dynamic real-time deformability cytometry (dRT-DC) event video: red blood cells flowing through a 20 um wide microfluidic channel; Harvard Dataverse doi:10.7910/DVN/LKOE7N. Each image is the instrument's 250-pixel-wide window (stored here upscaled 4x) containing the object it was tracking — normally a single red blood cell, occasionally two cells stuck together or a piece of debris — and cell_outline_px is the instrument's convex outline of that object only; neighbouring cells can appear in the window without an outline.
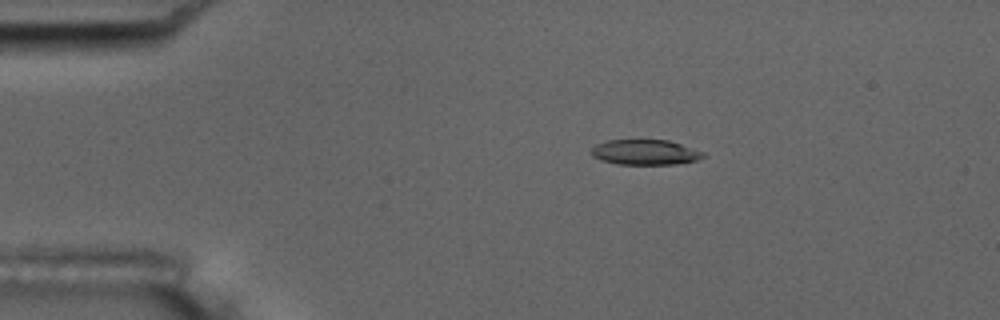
{"species": "common noctule bat (a hibernating species)", "species_latin": "Nyctalus noctula", "temperature_condition": "room temperature", "stored_images_in_passage": 4, "camera_frame_rate_fps": 3000, "um_per_image_px": 0.085, "animal": {"sex": "male", "body_mass_g": 17.5, "forearm_length_mm": 52.3}, "frame": {"image": 1, "passage_image": 1, "time_ms": 0.0, "image_size_px": [1000, 320], "cell_outline_px": [[708, 156], [700, 160], [676, 164], [616, 164], [600, 160], [592, 156], [592, 148], [596, 144], [608, 140], [668, 140], [704, 152]], "centroid_in_image_um": [54.87, 12.95], "position_along_channel_um": 30.1, "area_um2": 16.53}}